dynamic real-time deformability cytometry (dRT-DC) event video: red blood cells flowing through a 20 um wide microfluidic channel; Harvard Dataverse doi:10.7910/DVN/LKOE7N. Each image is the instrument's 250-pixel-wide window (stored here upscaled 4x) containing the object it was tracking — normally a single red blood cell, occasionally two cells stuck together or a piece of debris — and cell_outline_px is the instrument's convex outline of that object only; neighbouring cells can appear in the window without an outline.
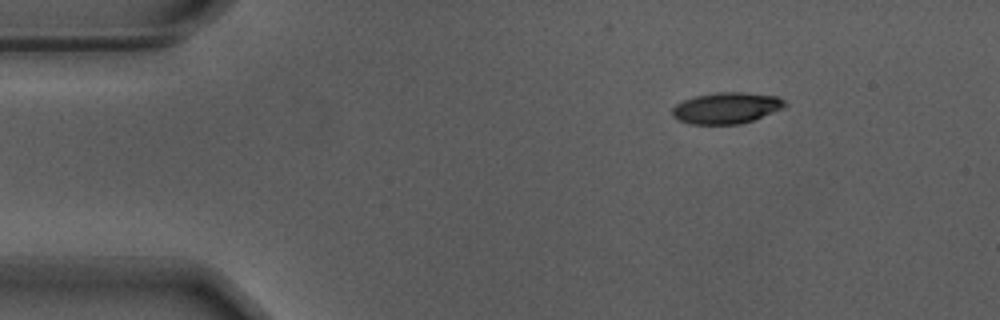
{"species": "Egyptian fruit bat (a non-hibernating species)", "species_latin": "Rousettus aegyptiacus", "temperature_condition": "warm", "stored_images_in_passage": 45, "camera_frame_rate_fps": 3000, "um_per_image_px": 0.085, "animal": {"sex": "male"}, "frame": {"image": 1, "passage_image": 1, "time_ms": 0.0, "image_size_px": [1000, 320], "cell_outline_px": [[788, 104], [780, 108], [752, 120], [740, 124], [692, 124], [680, 120], [672, 116], [672, 108], [676, 104], [684, 100], [696, 96], [716, 92], [744, 92], [776, 96], [784, 100]], "centroid_in_image_um": [61.71, 9.17], "position_along_channel_um": 23.3, "area_um2": 20.17}}
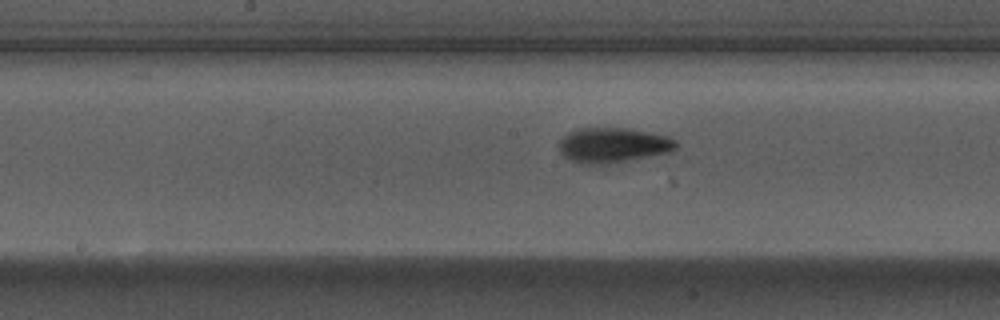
{"frame": {"image": 2, "passage_image": 21, "time_ms": 6.667, "image_size_px": [1000, 320], "cell_outline_px": [[676, 148], [672, 152], [608, 164], [588, 164], [572, 160], [564, 156], [560, 152], [560, 140], [568, 132], [576, 128], [624, 128], [668, 136], [676, 140]], "centroid_in_image_um": [52.11, 12.34], "position_along_channel_um": 196.1, "area_um2": 23.7}}
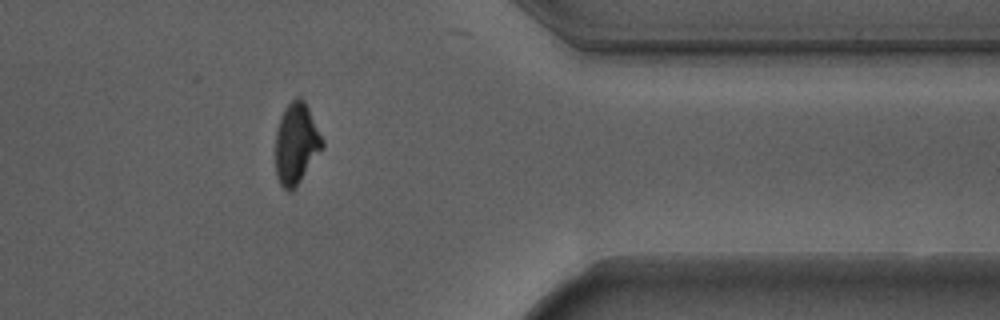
{"frame": {"image": 3, "passage_image": 38, "time_ms": 12.333, "image_size_px": [1000, 320], "cell_outline_px": [[324, 144], [292, 192], [288, 192], [280, 184], [276, 176], [276, 132], [280, 116], [288, 104], [296, 96], [300, 96], [304, 100], [324, 140]], "centroid_in_image_um": [25.16, 12.18], "position_along_channel_um": 386.2, "area_um2": 21.79}}